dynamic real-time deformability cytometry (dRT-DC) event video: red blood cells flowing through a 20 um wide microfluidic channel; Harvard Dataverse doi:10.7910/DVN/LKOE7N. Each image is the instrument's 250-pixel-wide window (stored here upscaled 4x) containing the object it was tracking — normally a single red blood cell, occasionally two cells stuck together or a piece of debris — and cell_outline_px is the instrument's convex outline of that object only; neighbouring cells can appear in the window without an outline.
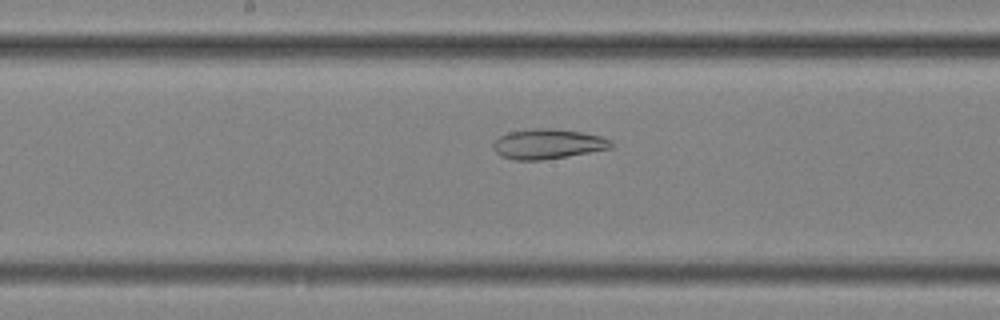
{"species": "common noctule bat (a hibernating species)", "species_latin": "Nyctalus noctula", "temperature_condition": "cold", "stored_images_in_passage": 57, "camera_frame_rate_fps": 3000, "um_per_image_px": 0.085, "animal": {"sex": "female", "body_mass_g": 25.1}, "frame": {"image": 1, "passage_image": 30, "time_ms": 9.667, "image_size_px": [1000, 320], "cell_outline_px": [[616, 144], [612, 148], [540, 160], [516, 160], [500, 156], [492, 148], [492, 144], [500, 136], [508, 132], [536, 128], [552, 128], [580, 132], [600, 136], [612, 140]], "centroid_in_image_um": [46.56, 12.23], "position_along_channel_um": 201.6, "area_um2": 20.46}}
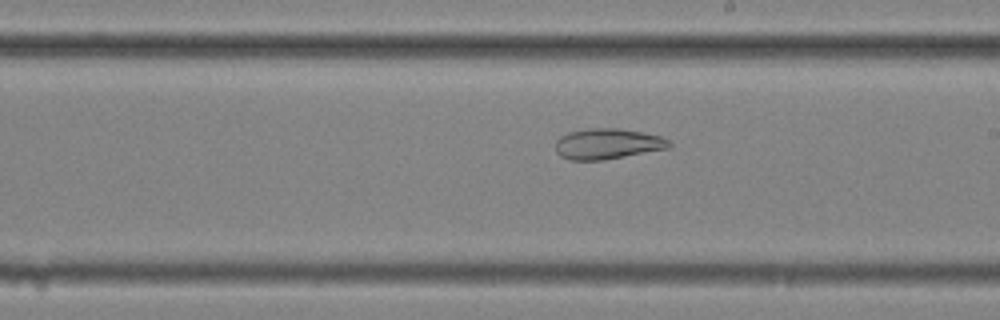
{"frame": {"image": 2, "passage_image": 33, "time_ms": 10.667, "image_size_px": [1000, 320], "cell_outline_px": [[672, 148], [604, 160], [568, 160], [560, 156], [556, 152], [556, 140], [560, 136], [568, 132], [588, 128], [620, 128], [660, 136], [668, 140], [672, 144]], "centroid_in_image_um": [51.64, 12.23], "position_along_channel_um": 237.4, "area_um2": 20.52}}
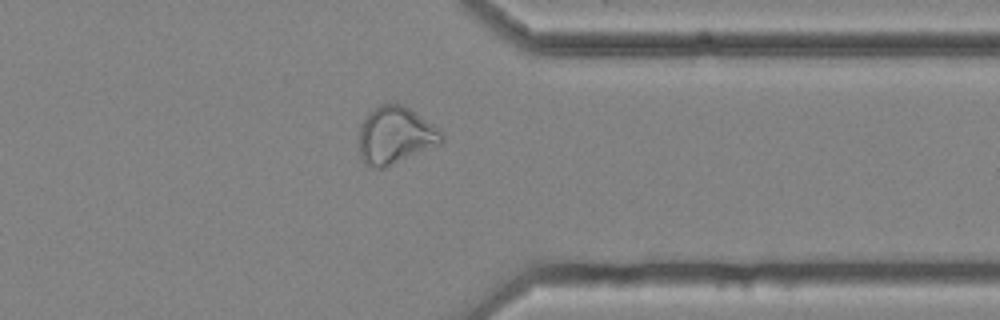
{"frame": {"image": 3, "passage_image": 45, "time_ms": 14.667, "image_size_px": [1000, 320], "cell_outline_px": [[444, 140], [440, 144], [384, 168], [368, 168], [364, 164], [360, 156], [360, 124], [380, 104], [400, 104], [408, 108], [440, 128], [444, 136]], "centroid_in_image_um": [33.62, 11.54], "position_along_channel_um": 377.8, "area_um2": 27.34}, "authors_computed_cell_mechanics": {"area_um2": 29.478, "velocity_mm_per_s": 3.5816, "shape_relaxation_time_tau1_ms": null, "shape_relaxation_time_tau2_ms": 3.0972, "deformation_change_tau1": null, "deformation_change_tau2": 0.0989}}